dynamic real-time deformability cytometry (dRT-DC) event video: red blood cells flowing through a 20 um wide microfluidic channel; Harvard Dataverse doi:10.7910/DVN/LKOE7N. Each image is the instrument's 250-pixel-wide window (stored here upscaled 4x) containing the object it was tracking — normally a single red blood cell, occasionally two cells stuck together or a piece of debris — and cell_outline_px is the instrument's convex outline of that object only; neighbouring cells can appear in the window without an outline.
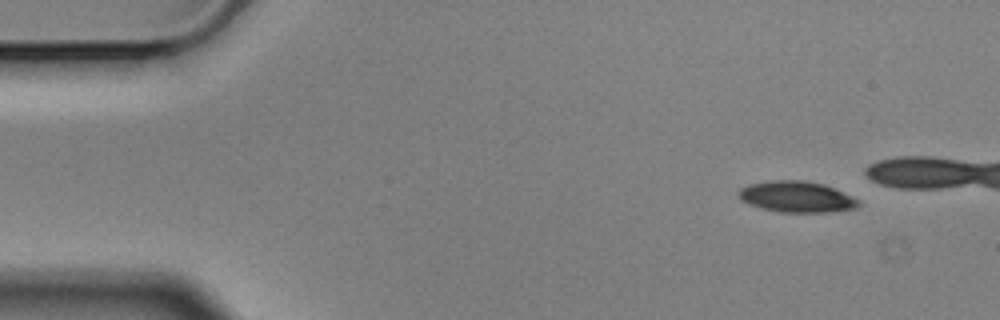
{"species": "Egyptian fruit bat (a non-hibernating species)", "species_latin": "Rousettus aegyptiacus", "temperature_condition": "cold", "stored_images_in_passage": 5, "camera_frame_rate_fps": 3000, "um_per_image_px": 0.085, "animal": {"sex": "male"}, "frame": {"image": 1, "passage_image": 1, "time_ms": 0.0, "image_size_px": [1000, 320], "cell_outline_px": [[860, 204], [852, 208], [824, 212], [780, 212], [760, 208], [748, 204], [740, 200], [736, 196], [736, 192], [740, 188], [748, 184], [772, 180], [804, 180], [824, 184], [852, 196], [860, 200]], "centroid_in_image_um": [67.63, 16.71], "position_along_channel_um": 17.4, "area_um2": 21.79}}